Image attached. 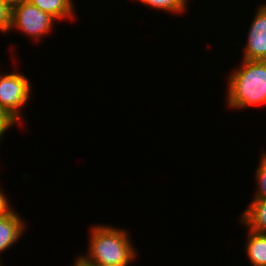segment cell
I'll use <instances>...</instances> for the list:
<instances>
[{"label": "cell", "instance_id": "obj_7", "mask_svg": "<svg viewBox=\"0 0 266 266\" xmlns=\"http://www.w3.org/2000/svg\"><path fill=\"white\" fill-rule=\"evenodd\" d=\"M241 214L240 221L248 230L266 233V199L253 198Z\"/></svg>", "mask_w": 266, "mask_h": 266}, {"label": "cell", "instance_id": "obj_2", "mask_svg": "<svg viewBox=\"0 0 266 266\" xmlns=\"http://www.w3.org/2000/svg\"><path fill=\"white\" fill-rule=\"evenodd\" d=\"M227 107L235 110L266 106V61L244 60L227 78Z\"/></svg>", "mask_w": 266, "mask_h": 266}, {"label": "cell", "instance_id": "obj_5", "mask_svg": "<svg viewBox=\"0 0 266 266\" xmlns=\"http://www.w3.org/2000/svg\"><path fill=\"white\" fill-rule=\"evenodd\" d=\"M246 41L243 59L266 61V3L257 8Z\"/></svg>", "mask_w": 266, "mask_h": 266}, {"label": "cell", "instance_id": "obj_11", "mask_svg": "<svg viewBox=\"0 0 266 266\" xmlns=\"http://www.w3.org/2000/svg\"><path fill=\"white\" fill-rule=\"evenodd\" d=\"M258 168H256L255 180L258 188L253 198L266 199V152L263 150Z\"/></svg>", "mask_w": 266, "mask_h": 266}, {"label": "cell", "instance_id": "obj_9", "mask_svg": "<svg viewBox=\"0 0 266 266\" xmlns=\"http://www.w3.org/2000/svg\"><path fill=\"white\" fill-rule=\"evenodd\" d=\"M43 12L50 14L57 21L75 19V4L73 0H28Z\"/></svg>", "mask_w": 266, "mask_h": 266}, {"label": "cell", "instance_id": "obj_8", "mask_svg": "<svg viewBox=\"0 0 266 266\" xmlns=\"http://www.w3.org/2000/svg\"><path fill=\"white\" fill-rule=\"evenodd\" d=\"M245 251L252 266H266V233L247 230Z\"/></svg>", "mask_w": 266, "mask_h": 266}, {"label": "cell", "instance_id": "obj_6", "mask_svg": "<svg viewBox=\"0 0 266 266\" xmlns=\"http://www.w3.org/2000/svg\"><path fill=\"white\" fill-rule=\"evenodd\" d=\"M22 219L14 209L7 215L0 216V254L10 249L24 234L26 222Z\"/></svg>", "mask_w": 266, "mask_h": 266}, {"label": "cell", "instance_id": "obj_1", "mask_svg": "<svg viewBox=\"0 0 266 266\" xmlns=\"http://www.w3.org/2000/svg\"><path fill=\"white\" fill-rule=\"evenodd\" d=\"M91 229L88 252L77 257L81 263L128 266L137 257L127 230L102 224Z\"/></svg>", "mask_w": 266, "mask_h": 266}, {"label": "cell", "instance_id": "obj_14", "mask_svg": "<svg viewBox=\"0 0 266 266\" xmlns=\"http://www.w3.org/2000/svg\"><path fill=\"white\" fill-rule=\"evenodd\" d=\"M9 201L10 200H8V198L6 197V194L0 188V216L7 215L13 210L11 208L10 203H8Z\"/></svg>", "mask_w": 266, "mask_h": 266}, {"label": "cell", "instance_id": "obj_3", "mask_svg": "<svg viewBox=\"0 0 266 266\" xmlns=\"http://www.w3.org/2000/svg\"><path fill=\"white\" fill-rule=\"evenodd\" d=\"M56 19L28 0L12 5L11 28L37 42L53 30Z\"/></svg>", "mask_w": 266, "mask_h": 266}, {"label": "cell", "instance_id": "obj_12", "mask_svg": "<svg viewBox=\"0 0 266 266\" xmlns=\"http://www.w3.org/2000/svg\"><path fill=\"white\" fill-rule=\"evenodd\" d=\"M11 14L12 6L4 0H0V32H10Z\"/></svg>", "mask_w": 266, "mask_h": 266}, {"label": "cell", "instance_id": "obj_16", "mask_svg": "<svg viewBox=\"0 0 266 266\" xmlns=\"http://www.w3.org/2000/svg\"><path fill=\"white\" fill-rule=\"evenodd\" d=\"M4 1L12 6V5H14L16 3H20V2H22L24 0H4Z\"/></svg>", "mask_w": 266, "mask_h": 266}, {"label": "cell", "instance_id": "obj_13", "mask_svg": "<svg viewBox=\"0 0 266 266\" xmlns=\"http://www.w3.org/2000/svg\"><path fill=\"white\" fill-rule=\"evenodd\" d=\"M16 123L18 122L0 107V143L5 132Z\"/></svg>", "mask_w": 266, "mask_h": 266}, {"label": "cell", "instance_id": "obj_18", "mask_svg": "<svg viewBox=\"0 0 266 266\" xmlns=\"http://www.w3.org/2000/svg\"><path fill=\"white\" fill-rule=\"evenodd\" d=\"M137 1L143 3L145 0H137Z\"/></svg>", "mask_w": 266, "mask_h": 266}, {"label": "cell", "instance_id": "obj_17", "mask_svg": "<svg viewBox=\"0 0 266 266\" xmlns=\"http://www.w3.org/2000/svg\"><path fill=\"white\" fill-rule=\"evenodd\" d=\"M73 266H84L78 259L75 260Z\"/></svg>", "mask_w": 266, "mask_h": 266}, {"label": "cell", "instance_id": "obj_10", "mask_svg": "<svg viewBox=\"0 0 266 266\" xmlns=\"http://www.w3.org/2000/svg\"><path fill=\"white\" fill-rule=\"evenodd\" d=\"M188 0H145L143 2L144 5L150 6L151 9L155 8V10H162L165 12L175 13V14H183L186 12Z\"/></svg>", "mask_w": 266, "mask_h": 266}, {"label": "cell", "instance_id": "obj_4", "mask_svg": "<svg viewBox=\"0 0 266 266\" xmlns=\"http://www.w3.org/2000/svg\"><path fill=\"white\" fill-rule=\"evenodd\" d=\"M31 88V82L24 74L0 73V107L18 123L23 121L21 109L31 97Z\"/></svg>", "mask_w": 266, "mask_h": 266}, {"label": "cell", "instance_id": "obj_15", "mask_svg": "<svg viewBox=\"0 0 266 266\" xmlns=\"http://www.w3.org/2000/svg\"><path fill=\"white\" fill-rule=\"evenodd\" d=\"M84 266H115L110 264H98V263H82Z\"/></svg>", "mask_w": 266, "mask_h": 266}]
</instances>
